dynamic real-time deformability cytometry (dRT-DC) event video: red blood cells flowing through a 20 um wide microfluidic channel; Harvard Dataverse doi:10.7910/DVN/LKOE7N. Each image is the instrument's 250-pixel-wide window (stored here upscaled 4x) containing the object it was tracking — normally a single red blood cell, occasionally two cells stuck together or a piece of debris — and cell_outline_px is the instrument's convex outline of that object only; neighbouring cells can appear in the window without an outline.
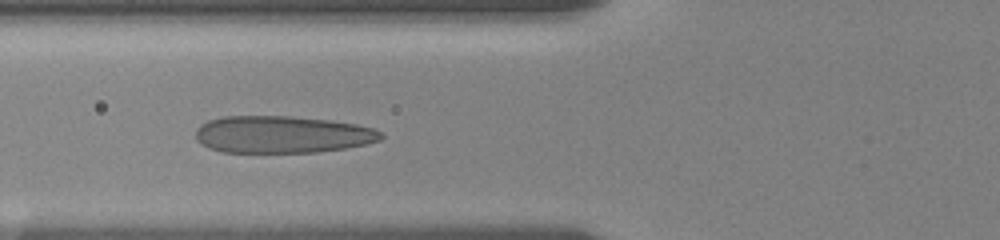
{"species": "human", "species_latin": "Homo sapiens", "temperature_condition": "room temperature", "stored_images_in_passage": 33, "camera_frame_rate_fps": 3000, "um_per_image_px": 0.085, "donor": {"sex": "female"}, "frame": {"image": 1, "passage_image": 12, "time_ms": 5.0, "image_size_px": [1000, 240], "cell_outline_px": [[384, 136], [380, 140], [364, 144], [344, 148], [316, 152], [220, 152], [208, 148], [200, 144], [196, 140], [196, 128], [200, 124], [208, 120], [224, 116], [292, 116], [328, 120], [356, 124], [372, 128], [380, 132]], "centroid_in_image_um": [23.92, 11.43], "position_along_channel_um": 101.9, "area_um2": 40.17}}
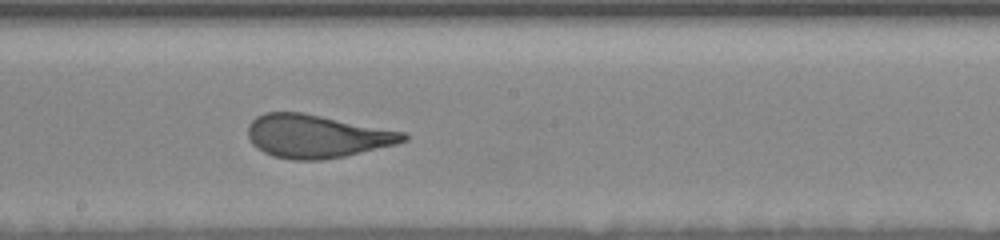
{"frame": {"image": 2, "passage_image": 19, "time_ms": 8.333, "image_size_px": [1000, 240], "cell_outline_px": [[408, 140], [396, 144], [344, 156], [320, 160], [292, 160], [272, 156], [256, 148], [252, 144], [248, 136], [248, 124], [256, 116], [264, 112], [304, 112], [404, 132], [408, 136]], "centroid_in_image_um": [26.88, 11.57], "position_along_channel_um": 221.3, "area_um2": 39.19}}
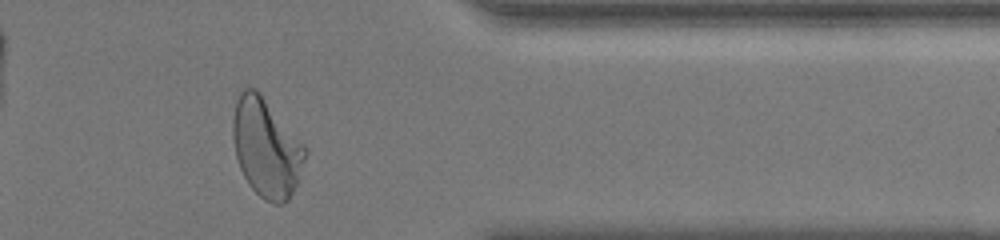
{"frame": {"image": 3, "passage_image": 30, "time_ms": 13.333, "image_size_px": [1000, 240], "cell_outline_px": [[308, 152], [296, 184], [288, 200], [280, 204], [272, 204], [264, 200], [248, 184], [240, 168], [236, 156], [232, 136], [232, 120], [236, 100], [240, 92], [244, 88], [256, 88], [260, 92], [308, 148]], "centroid_in_image_um": [22.63, 12.54], "position_along_channel_um": 388.8, "area_um2": 41.67}, "authors_computed_cell_mechanics": {"area_um2": 39.9398, "velocity_mm_per_s": 3.5664, "shape_relaxation_time_tau1_ms": 4.8356, "shape_relaxation_time_tau2_ms": null, "deformation_change_tau1": 0.1994, "deformation_change_tau2": null}}